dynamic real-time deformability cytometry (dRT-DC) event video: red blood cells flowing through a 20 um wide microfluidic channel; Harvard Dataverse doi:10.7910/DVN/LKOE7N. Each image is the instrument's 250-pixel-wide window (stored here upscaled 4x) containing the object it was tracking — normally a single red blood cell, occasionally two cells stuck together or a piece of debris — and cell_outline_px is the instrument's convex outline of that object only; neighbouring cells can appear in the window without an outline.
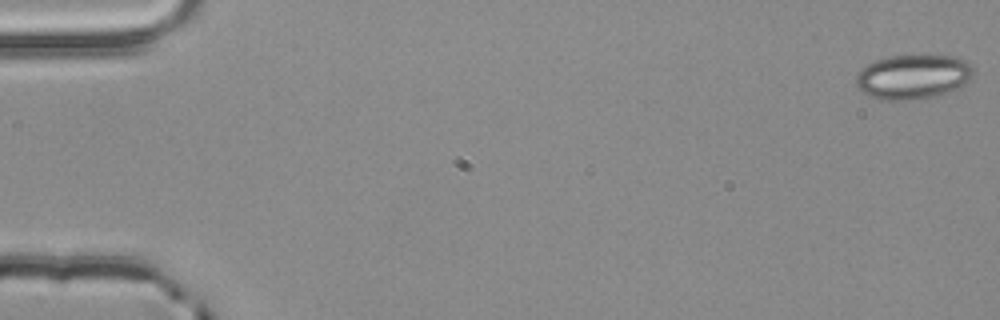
{"species": "common noctule bat (a hibernating species)", "species_latin": "Nyctalus noctula", "temperature_condition": "room temperature", "stored_images_in_passage": 54, "camera_frame_rate_fps": 3000, "um_per_image_px": 0.085, "animal": {"sex": "male", "body_mass_g": 20.4}, "frame": {"image": 1, "passage_image": 1, "time_ms": 0.0, "image_size_px": [1000, 320], "cell_outline_px": [[972, 76], [960, 88], [952, 92], [936, 96], [912, 100], [880, 100], [868, 96], [860, 92], [856, 88], [856, 72], [868, 64], [876, 60], [888, 56], [956, 56], [968, 60], [972, 68]], "centroid_in_image_um": [77.59, 6.55], "position_along_channel_um": 7.4, "area_um2": 30.92}}
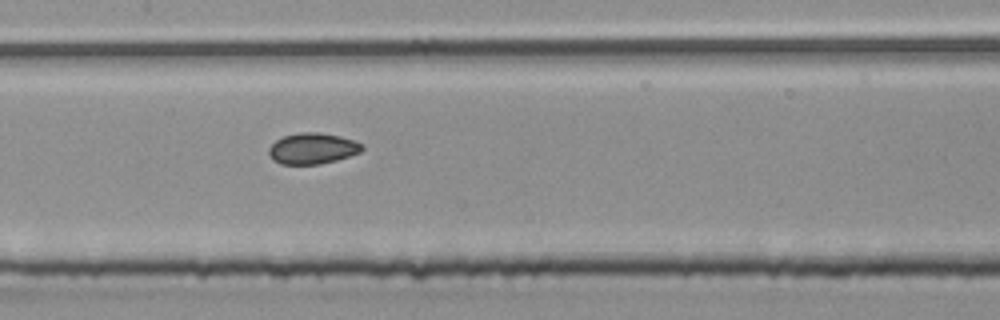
{"frame": {"image": 2, "passage_image": 27, "time_ms": 8.667, "image_size_px": [1000, 320], "cell_outline_px": [[364, 148], [360, 152], [336, 160], [320, 164], [280, 164], [272, 160], [268, 152], [268, 148], [276, 140], [284, 136], [296, 132], [320, 132], [340, 136], [364, 144]], "centroid_in_image_um": [26.54, 12.61], "position_along_channel_um": 180.9, "area_um2": 16.94}}
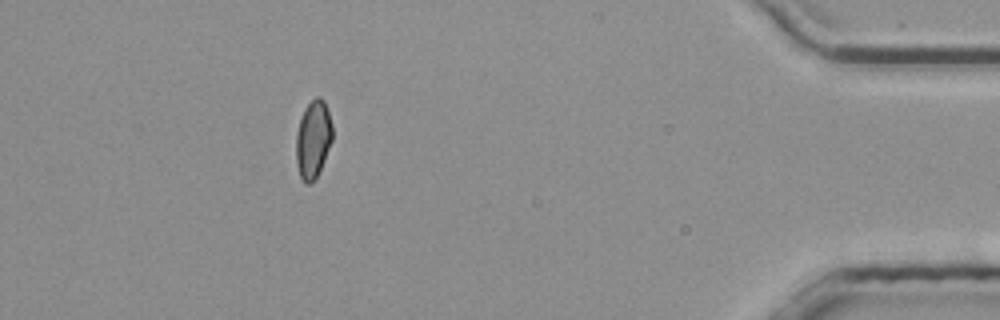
{"frame": {"image": 3, "passage_image": 49, "time_ms": 16.0, "image_size_px": [1000, 320], "cell_outline_px": [[332, 140], [324, 160], [312, 184], [304, 184], [300, 176], [296, 160], [296, 132], [300, 116], [304, 108], [316, 96], [320, 96], [324, 100], [332, 124]], "centroid_in_image_um": [26.6, 11.82], "position_along_channel_um": 408.6, "area_um2": 16.53}, "authors_computed_cell_mechanics": {"area_um2": 17.1088, "velocity_mm_per_s": 3.8834, "shape_relaxation_time_tau1_ms": 9.5881, "shape_relaxation_time_tau2_ms": 3.5253, "deformation_change_tau1": 0.119, "deformation_change_tau2": 0.0763}}